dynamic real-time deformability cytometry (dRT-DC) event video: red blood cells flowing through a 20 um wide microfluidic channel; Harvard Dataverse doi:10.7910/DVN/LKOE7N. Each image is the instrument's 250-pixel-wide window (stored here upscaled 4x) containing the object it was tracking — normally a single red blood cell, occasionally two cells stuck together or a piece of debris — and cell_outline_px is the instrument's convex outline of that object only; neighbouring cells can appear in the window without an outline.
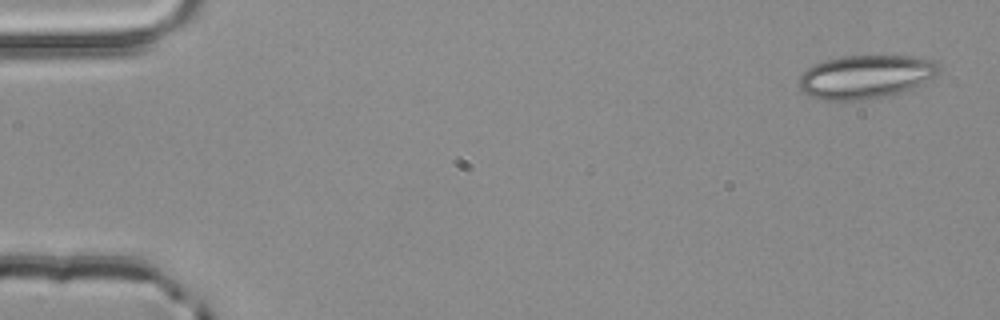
{"species": "common noctule bat (a hibernating species)", "species_latin": "Nyctalus noctula", "temperature_condition": "room temperature", "stored_images_in_passage": 4, "camera_frame_rate_fps": 3000, "um_per_image_px": 0.085, "animal": {"sex": "male", "body_mass_g": 20.4}, "frame": {"image": 1, "passage_image": 1, "time_ms": 0.0, "image_size_px": [1000, 320], "cell_outline_px": [[940, 68], [936, 76], [904, 92], [888, 96], [860, 100], [824, 100], [812, 96], [804, 92], [796, 84], [800, 76], [808, 68], [824, 60], [840, 56], [920, 56], [936, 60], [940, 64]], "centroid_in_image_um": [73.62, 6.51], "position_along_channel_um": 11.4, "area_um2": 35.78}}